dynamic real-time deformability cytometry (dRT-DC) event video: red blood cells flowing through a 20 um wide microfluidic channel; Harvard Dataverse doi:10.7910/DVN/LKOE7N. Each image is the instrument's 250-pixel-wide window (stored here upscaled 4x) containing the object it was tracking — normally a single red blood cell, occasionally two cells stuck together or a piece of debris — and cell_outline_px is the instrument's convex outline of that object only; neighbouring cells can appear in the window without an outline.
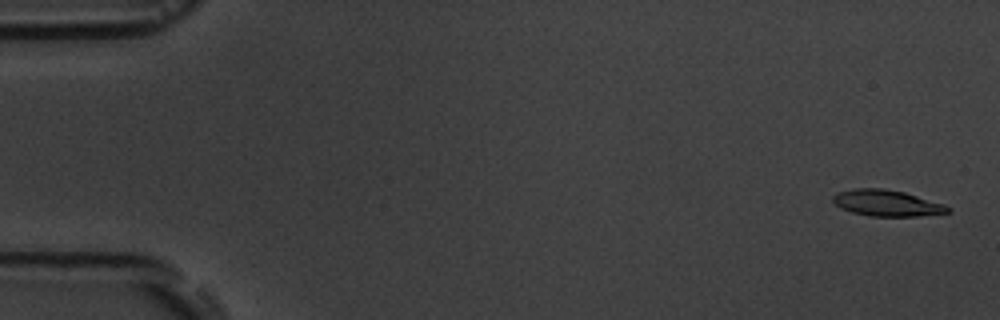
{"species": "common noctule bat (a hibernating species)", "species_latin": "Nyctalus noctula", "temperature_condition": "room temperature", "stored_images_in_passage": 6, "camera_frame_rate_fps": 3000, "um_per_image_px": 0.085, "animal": {"sex": "male", "body_mass_g": 19.5, "forearm_length_mm": 54.6}, "frame": {"image": 1, "passage_image": 1, "time_ms": 0.0, "image_size_px": [1000, 320], "cell_outline_px": [[952, 212], [920, 216], [868, 216], [852, 212], [840, 208], [832, 200], [832, 196], [836, 192], [852, 188], [884, 188], [904, 192], [944, 204], [952, 208]], "centroid_in_image_um": [75.37, 17.26], "position_along_channel_um": 9.6, "area_um2": 17.74}}
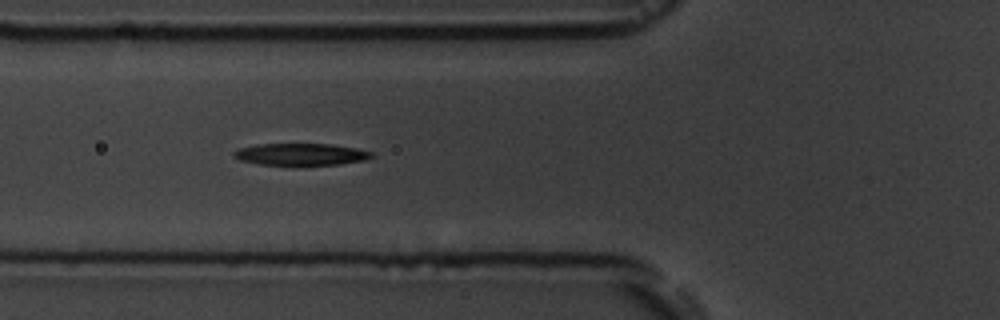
{"frame": {"image": 2, "passage_image": 6, "time_ms": 6.333, "image_size_px": [1000, 320], "cell_outline_px": [[376, 156], [364, 160], [340, 164], [260, 164], [240, 160], [232, 156], [232, 152], [240, 148], [256, 144], [332, 144], [356, 148], [372, 152]], "centroid_in_image_um": [25.58, 13.1], "position_along_channel_um": 100.2, "area_um2": 17.4}}